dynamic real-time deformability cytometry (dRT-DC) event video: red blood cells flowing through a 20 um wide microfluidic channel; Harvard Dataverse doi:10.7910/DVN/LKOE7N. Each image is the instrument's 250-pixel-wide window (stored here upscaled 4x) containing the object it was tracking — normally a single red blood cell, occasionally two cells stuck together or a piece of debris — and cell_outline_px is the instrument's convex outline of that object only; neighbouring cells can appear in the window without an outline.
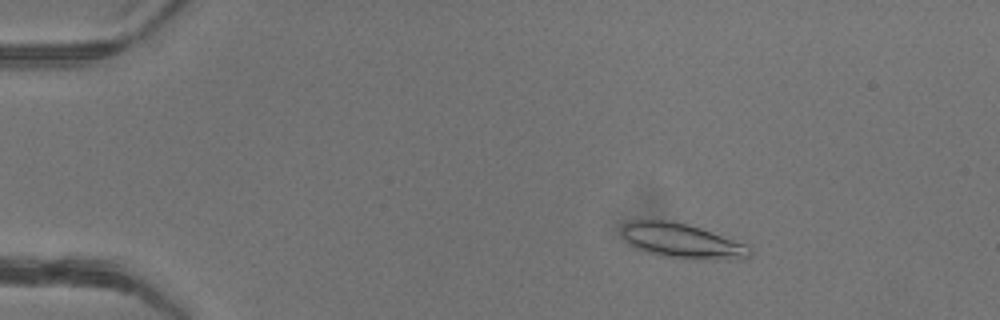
{"species": "common noctule bat (a hibernating species)", "species_latin": "Nyctalus noctula", "temperature_condition": "warm", "stored_images_in_passage": 45, "camera_frame_rate_fps": 3000, "um_per_image_px": 0.085, "animal": {"sex": "female"}, "frame": {"image": 1, "passage_image": 9, "time_ms": 2.667, "image_size_px": [1000, 320], "cell_outline_px": [[752, 252], [744, 260], [660, 256], [640, 248], [632, 244], [620, 232], [624, 224], [632, 220], [672, 220], [688, 224], [700, 228], [744, 244]], "centroid_in_image_um": [57.96, 20.45], "position_along_channel_um": 27.0, "area_um2": 25.03}}
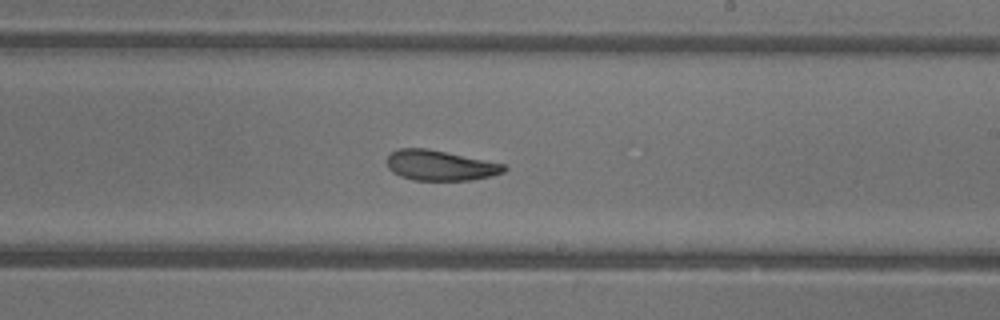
{"frame": {"image": 2, "passage_image": 31, "time_ms": 10.0, "image_size_px": [1000, 320], "cell_outline_px": [[508, 168], [504, 172], [492, 176], [472, 180], [412, 180], [400, 176], [392, 172], [388, 168], [388, 156], [392, 152], [400, 148], [428, 148], [504, 164]], "centroid_in_image_um": [37.42, 14.06], "position_along_channel_um": 251.6, "area_um2": 20.63}}
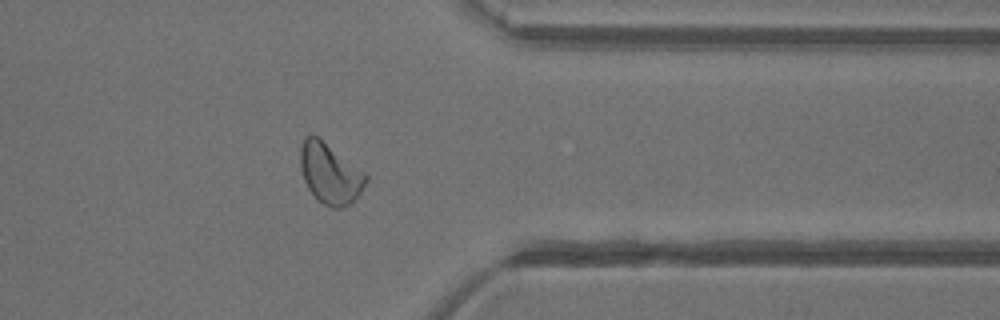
{"frame": {"image": 3, "passage_image": 41, "time_ms": 13.333, "image_size_px": [1000, 320], "cell_outline_px": [[368, 180], [352, 204], [344, 208], [332, 208], [324, 204], [308, 188], [304, 180], [300, 168], [300, 148], [304, 136], [316, 136], [368, 172]], "centroid_in_image_um": [28.09, 14.75], "position_along_channel_um": 383.3, "area_um2": 23.29}, "authors_computed_cell_mechanics": {"area_um2": 22.8888, "velocity_mm_per_s": 4.1954, "shape_relaxation_time_tau1_ms": 4.9585, "shape_relaxation_time_tau2_ms": 2.9142, "deformation_change_tau1": 0.1758, "deformation_change_tau2": 0.1075}}